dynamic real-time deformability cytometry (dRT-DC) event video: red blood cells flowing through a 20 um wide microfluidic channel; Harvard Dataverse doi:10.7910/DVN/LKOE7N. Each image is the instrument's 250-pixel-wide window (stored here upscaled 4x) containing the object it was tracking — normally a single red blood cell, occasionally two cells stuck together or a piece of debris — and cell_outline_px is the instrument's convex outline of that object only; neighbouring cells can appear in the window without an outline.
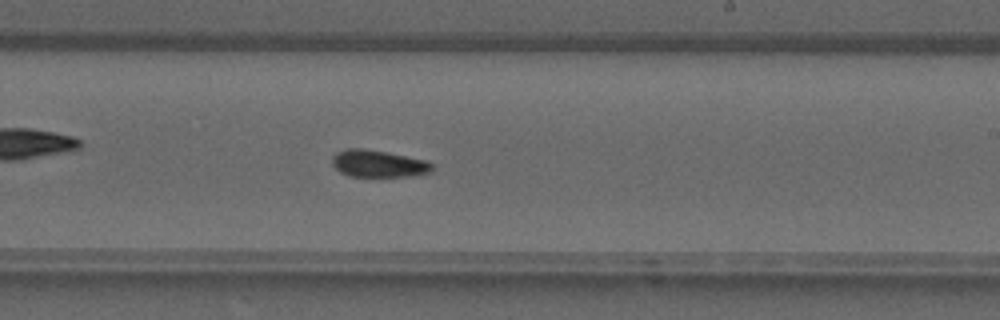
{"species": "common noctule bat (a hibernating species)", "species_latin": "Nyctalus noctula", "temperature_condition": "warm", "stored_images_in_passage": 28, "camera_frame_rate_fps": 3000, "um_per_image_px": 0.085, "animal": {"sex": "male", "forearm_length_mm": 52.5}, "frame": {"image": 1, "passage_image": 13, "time_ms": 4.0, "image_size_px": [1000, 320], "cell_outline_px": [[432, 172], [412, 176], [348, 176], [340, 172], [332, 164], [332, 156], [336, 152], [348, 148], [364, 148], [388, 152], [428, 160], [432, 164]], "centroid_in_image_um": [32.16, 13.9], "position_along_channel_um": 256.8, "area_um2": 15.95}}
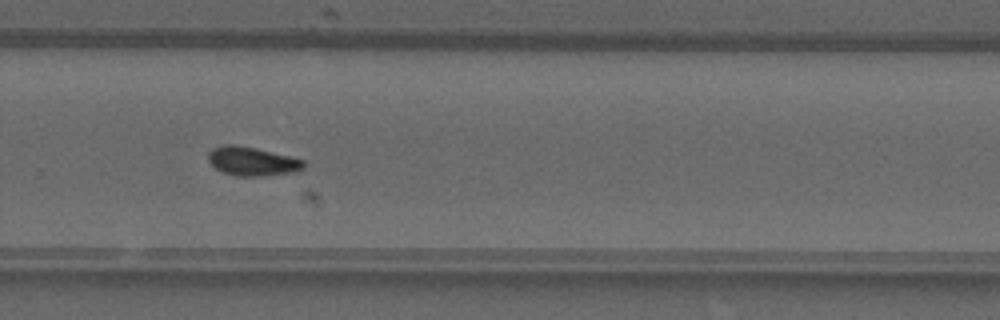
{"frame": {"image": 2, "passage_image": 16, "time_ms": 5.0, "image_size_px": [1000, 320], "cell_outline_px": [[304, 168], [300, 172], [260, 176], [240, 176], [224, 172], [216, 168], [208, 160], [208, 152], [212, 148], [224, 144], [236, 144], [256, 148], [304, 160]], "centroid_in_image_um": [21.45, 13.7], "position_along_channel_um": 308.4, "area_um2": 16.07}}